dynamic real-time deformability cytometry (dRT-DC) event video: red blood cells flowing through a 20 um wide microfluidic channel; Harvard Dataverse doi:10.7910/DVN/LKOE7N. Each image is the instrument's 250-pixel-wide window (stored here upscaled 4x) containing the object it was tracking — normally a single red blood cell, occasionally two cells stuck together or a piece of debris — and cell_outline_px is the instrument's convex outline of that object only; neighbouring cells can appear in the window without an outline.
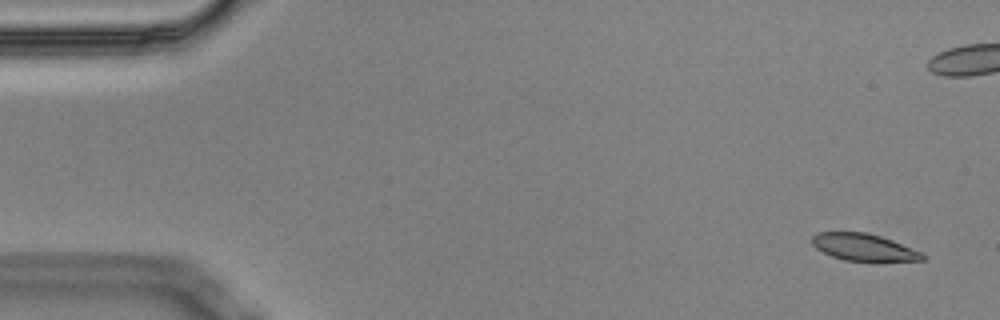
{"species": "Egyptian fruit bat (a non-hibernating species)", "species_latin": "Rousettus aegyptiacus", "temperature_condition": "cold", "stored_images_in_passage": 8, "camera_frame_rate_fps": 3000, "um_per_image_px": 0.085, "animal": {"sex": "male"}, "frame": {"image": 1, "passage_image": 1, "time_ms": 0.0, "image_size_px": [1000, 320], "cell_outline_px": [[924, 260], [884, 264], [872, 264], [844, 260], [832, 256], [816, 248], [812, 244], [812, 236], [816, 232], [864, 232], [880, 236], [892, 240], [924, 252]], "centroid_in_image_um": [73.52, 21.08], "position_along_channel_um": 11.5, "area_um2": 18.44}}
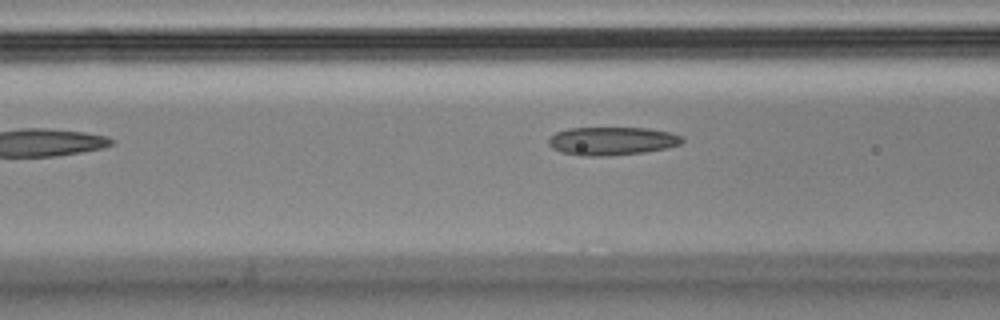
{"frame": {"image": 2, "passage_image": 8, "time_ms": 2.333, "image_size_px": [1000, 320], "cell_outline_px": [[684, 140], [680, 144], [668, 148], [644, 152], [608, 156], [580, 156], [560, 152], [552, 148], [548, 144], [548, 140], [556, 132], [568, 128], [648, 128], [668, 132], [680, 136]], "centroid_in_image_um": [51.98, 11.99], "position_along_channel_um": 114.6, "area_um2": 22.02}}